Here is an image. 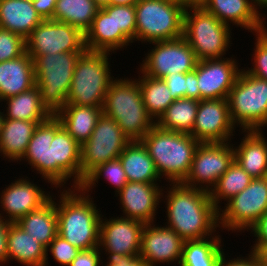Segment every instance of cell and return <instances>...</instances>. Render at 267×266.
<instances>
[{
  "label": "cell",
  "instance_id": "obj_41",
  "mask_svg": "<svg viewBox=\"0 0 267 266\" xmlns=\"http://www.w3.org/2000/svg\"><path fill=\"white\" fill-rule=\"evenodd\" d=\"M174 100L192 98L201 100L196 69L188 73H173L163 78Z\"/></svg>",
  "mask_w": 267,
  "mask_h": 266
},
{
  "label": "cell",
  "instance_id": "obj_18",
  "mask_svg": "<svg viewBox=\"0 0 267 266\" xmlns=\"http://www.w3.org/2000/svg\"><path fill=\"white\" fill-rule=\"evenodd\" d=\"M155 223L143 227L139 256L148 266L160 263L179 265L185 241L173 229Z\"/></svg>",
  "mask_w": 267,
  "mask_h": 266
},
{
  "label": "cell",
  "instance_id": "obj_10",
  "mask_svg": "<svg viewBox=\"0 0 267 266\" xmlns=\"http://www.w3.org/2000/svg\"><path fill=\"white\" fill-rule=\"evenodd\" d=\"M219 209V226L222 230L243 233L267 211V177L255 178L239 194Z\"/></svg>",
  "mask_w": 267,
  "mask_h": 266
},
{
  "label": "cell",
  "instance_id": "obj_27",
  "mask_svg": "<svg viewBox=\"0 0 267 266\" xmlns=\"http://www.w3.org/2000/svg\"><path fill=\"white\" fill-rule=\"evenodd\" d=\"M102 113V107L66 104L55 116L74 140L82 145L90 138Z\"/></svg>",
  "mask_w": 267,
  "mask_h": 266
},
{
  "label": "cell",
  "instance_id": "obj_47",
  "mask_svg": "<svg viewBox=\"0 0 267 266\" xmlns=\"http://www.w3.org/2000/svg\"><path fill=\"white\" fill-rule=\"evenodd\" d=\"M107 254L106 258L108 262L103 261L102 266H148L146 261L138 256H124L118 253L113 252H105L104 255Z\"/></svg>",
  "mask_w": 267,
  "mask_h": 266
},
{
  "label": "cell",
  "instance_id": "obj_39",
  "mask_svg": "<svg viewBox=\"0 0 267 266\" xmlns=\"http://www.w3.org/2000/svg\"><path fill=\"white\" fill-rule=\"evenodd\" d=\"M101 177H104L110 185H114V189L117 194L127 183L125 171L122 167L121 161L119 158L105 162L95 169H93L79 185V188L87 195H91V190L96 187L98 181ZM97 183V184H96Z\"/></svg>",
  "mask_w": 267,
  "mask_h": 266
},
{
  "label": "cell",
  "instance_id": "obj_57",
  "mask_svg": "<svg viewBox=\"0 0 267 266\" xmlns=\"http://www.w3.org/2000/svg\"><path fill=\"white\" fill-rule=\"evenodd\" d=\"M167 2H185L184 0H162Z\"/></svg>",
  "mask_w": 267,
  "mask_h": 266
},
{
  "label": "cell",
  "instance_id": "obj_6",
  "mask_svg": "<svg viewBox=\"0 0 267 266\" xmlns=\"http://www.w3.org/2000/svg\"><path fill=\"white\" fill-rule=\"evenodd\" d=\"M83 53L44 54L33 60L41 102L52 115H55L67 104L73 73Z\"/></svg>",
  "mask_w": 267,
  "mask_h": 266
},
{
  "label": "cell",
  "instance_id": "obj_50",
  "mask_svg": "<svg viewBox=\"0 0 267 266\" xmlns=\"http://www.w3.org/2000/svg\"><path fill=\"white\" fill-rule=\"evenodd\" d=\"M32 3L35 10L44 20L53 18L56 0H32Z\"/></svg>",
  "mask_w": 267,
  "mask_h": 266
},
{
  "label": "cell",
  "instance_id": "obj_14",
  "mask_svg": "<svg viewBox=\"0 0 267 266\" xmlns=\"http://www.w3.org/2000/svg\"><path fill=\"white\" fill-rule=\"evenodd\" d=\"M231 142L200 143L182 184L210 192L234 161V145Z\"/></svg>",
  "mask_w": 267,
  "mask_h": 266
},
{
  "label": "cell",
  "instance_id": "obj_17",
  "mask_svg": "<svg viewBox=\"0 0 267 266\" xmlns=\"http://www.w3.org/2000/svg\"><path fill=\"white\" fill-rule=\"evenodd\" d=\"M233 57L198 60L195 69L201 100L228 98L241 71Z\"/></svg>",
  "mask_w": 267,
  "mask_h": 266
},
{
  "label": "cell",
  "instance_id": "obj_15",
  "mask_svg": "<svg viewBox=\"0 0 267 266\" xmlns=\"http://www.w3.org/2000/svg\"><path fill=\"white\" fill-rule=\"evenodd\" d=\"M81 145L62 127L55 116V135L50 143L52 163V186L61 189L72 178L71 187L79 188L81 184Z\"/></svg>",
  "mask_w": 267,
  "mask_h": 266
},
{
  "label": "cell",
  "instance_id": "obj_13",
  "mask_svg": "<svg viewBox=\"0 0 267 266\" xmlns=\"http://www.w3.org/2000/svg\"><path fill=\"white\" fill-rule=\"evenodd\" d=\"M26 52L34 60L44 54L85 52V34L65 22L46 19L25 39Z\"/></svg>",
  "mask_w": 267,
  "mask_h": 266
},
{
  "label": "cell",
  "instance_id": "obj_42",
  "mask_svg": "<svg viewBox=\"0 0 267 266\" xmlns=\"http://www.w3.org/2000/svg\"><path fill=\"white\" fill-rule=\"evenodd\" d=\"M255 48L253 49L252 67L245 70L260 79L267 80V28L255 34Z\"/></svg>",
  "mask_w": 267,
  "mask_h": 266
},
{
  "label": "cell",
  "instance_id": "obj_49",
  "mask_svg": "<svg viewBox=\"0 0 267 266\" xmlns=\"http://www.w3.org/2000/svg\"><path fill=\"white\" fill-rule=\"evenodd\" d=\"M11 222L0 217V266L7 264V236Z\"/></svg>",
  "mask_w": 267,
  "mask_h": 266
},
{
  "label": "cell",
  "instance_id": "obj_21",
  "mask_svg": "<svg viewBox=\"0 0 267 266\" xmlns=\"http://www.w3.org/2000/svg\"><path fill=\"white\" fill-rule=\"evenodd\" d=\"M163 186L159 183L130 182L115 194L119 197L120 217L136 219L145 224L153 223L156 219L158 205L161 202Z\"/></svg>",
  "mask_w": 267,
  "mask_h": 266
},
{
  "label": "cell",
  "instance_id": "obj_29",
  "mask_svg": "<svg viewBox=\"0 0 267 266\" xmlns=\"http://www.w3.org/2000/svg\"><path fill=\"white\" fill-rule=\"evenodd\" d=\"M13 259L24 266H44L46 261V248L16 223L7 236V263Z\"/></svg>",
  "mask_w": 267,
  "mask_h": 266
},
{
  "label": "cell",
  "instance_id": "obj_40",
  "mask_svg": "<svg viewBox=\"0 0 267 266\" xmlns=\"http://www.w3.org/2000/svg\"><path fill=\"white\" fill-rule=\"evenodd\" d=\"M115 52L135 43L136 13L134 5H114Z\"/></svg>",
  "mask_w": 267,
  "mask_h": 266
},
{
  "label": "cell",
  "instance_id": "obj_44",
  "mask_svg": "<svg viewBox=\"0 0 267 266\" xmlns=\"http://www.w3.org/2000/svg\"><path fill=\"white\" fill-rule=\"evenodd\" d=\"M48 251L52 254L51 256L55 259V262H58L62 266H69L80 250L57 234L46 248V261L44 266H48L49 264Z\"/></svg>",
  "mask_w": 267,
  "mask_h": 266
},
{
  "label": "cell",
  "instance_id": "obj_46",
  "mask_svg": "<svg viewBox=\"0 0 267 266\" xmlns=\"http://www.w3.org/2000/svg\"><path fill=\"white\" fill-rule=\"evenodd\" d=\"M99 246L90 249L80 250L78 255L70 263L69 266H102L103 257ZM101 255L103 256L101 258Z\"/></svg>",
  "mask_w": 267,
  "mask_h": 266
},
{
  "label": "cell",
  "instance_id": "obj_24",
  "mask_svg": "<svg viewBox=\"0 0 267 266\" xmlns=\"http://www.w3.org/2000/svg\"><path fill=\"white\" fill-rule=\"evenodd\" d=\"M244 137L234 145V160L253 179L267 177V139L264 131H241ZM236 146V147H235Z\"/></svg>",
  "mask_w": 267,
  "mask_h": 266
},
{
  "label": "cell",
  "instance_id": "obj_19",
  "mask_svg": "<svg viewBox=\"0 0 267 266\" xmlns=\"http://www.w3.org/2000/svg\"><path fill=\"white\" fill-rule=\"evenodd\" d=\"M21 177L14 182L12 181L11 184L5 185V189L0 192V207L2 209L0 217L11 223L18 222L22 217L38 209L52 197L49 191H44L45 188L42 189L39 185L30 181L29 177Z\"/></svg>",
  "mask_w": 267,
  "mask_h": 266
},
{
  "label": "cell",
  "instance_id": "obj_5",
  "mask_svg": "<svg viewBox=\"0 0 267 266\" xmlns=\"http://www.w3.org/2000/svg\"><path fill=\"white\" fill-rule=\"evenodd\" d=\"M231 30L230 26L219 21L198 3L187 4L183 38L198 60L224 58L232 44Z\"/></svg>",
  "mask_w": 267,
  "mask_h": 266
},
{
  "label": "cell",
  "instance_id": "obj_2",
  "mask_svg": "<svg viewBox=\"0 0 267 266\" xmlns=\"http://www.w3.org/2000/svg\"><path fill=\"white\" fill-rule=\"evenodd\" d=\"M59 191V200L55 198L58 235L79 250L99 246L100 221L104 216L93 197L80 188L64 187Z\"/></svg>",
  "mask_w": 267,
  "mask_h": 266
},
{
  "label": "cell",
  "instance_id": "obj_25",
  "mask_svg": "<svg viewBox=\"0 0 267 266\" xmlns=\"http://www.w3.org/2000/svg\"><path fill=\"white\" fill-rule=\"evenodd\" d=\"M35 85L34 62L27 52L16 59L0 62V103Z\"/></svg>",
  "mask_w": 267,
  "mask_h": 266
},
{
  "label": "cell",
  "instance_id": "obj_9",
  "mask_svg": "<svg viewBox=\"0 0 267 266\" xmlns=\"http://www.w3.org/2000/svg\"><path fill=\"white\" fill-rule=\"evenodd\" d=\"M232 123L242 131L267 127V80L241 69L227 98Z\"/></svg>",
  "mask_w": 267,
  "mask_h": 266
},
{
  "label": "cell",
  "instance_id": "obj_54",
  "mask_svg": "<svg viewBox=\"0 0 267 266\" xmlns=\"http://www.w3.org/2000/svg\"><path fill=\"white\" fill-rule=\"evenodd\" d=\"M99 8L109 5V0H93Z\"/></svg>",
  "mask_w": 267,
  "mask_h": 266
},
{
  "label": "cell",
  "instance_id": "obj_33",
  "mask_svg": "<svg viewBox=\"0 0 267 266\" xmlns=\"http://www.w3.org/2000/svg\"><path fill=\"white\" fill-rule=\"evenodd\" d=\"M218 233L204 239L186 240L179 266H219L225 252Z\"/></svg>",
  "mask_w": 267,
  "mask_h": 266
},
{
  "label": "cell",
  "instance_id": "obj_36",
  "mask_svg": "<svg viewBox=\"0 0 267 266\" xmlns=\"http://www.w3.org/2000/svg\"><path fill=\"white\" fill-rule=\"evenodd\" d=\"M98 9L93 0H56L52 20L70 24L85 34L90 29Z\"/></svg>",
  "mask_w": 267,
  "mask_h": 266
},
{
  "label": "cell",
  "instance_id": "obj_11",
  "mask_svg": "<svg viewBox=\"0 0 267 266\" xmlns=\"http://www.w3.org/2000/svg\"><path fill=\"white\" fill-rule=\"evenodd\" d=\"M130 142L118 123L102 113L90 138L81 145V183L97 166L119 158Z\"/></svg>",
  "mask_w": 267,
  "mask_h": 266
},
{
  "label": "cell",
  "instance_id": "obj_3",
  "mask_svg": "<svg viewBox=\"0 0 267 266\" xmlns=\"http://www.w3.org/2000/svg\"><path fill=\"white\" fill-rule=\"evenodd\" d=\"M147 148L161 177L169 183H182L187 177L200 142L186 133L155 125L140 140Z\"/></svg>",
  "mask_w": 267,
  "mask_h": 266
},
{
  "label": "cell",
  "instance_id": "obj_48",
  "mask_svg": "<svg viewBox=\"0 0 267 266\" xmlns=\"http://www.w3.org/2000/svg\"><path fill=\"white\" fill-rule=\"evenodd\" d=\"M226 255L228 254L225 253L223 255L219 266H264L259 256L251 252L249 254H246L248 256H244L245 258L243 256H241L242 258L231 257L232 259L229 258V261L226 258L227 257Z\"/></svg>",
  "mask_w": 267,
  "mask_h": 266
},
{
  "label": "cell",
  "instance_id": "obj_8",
  "mask_svg": "<svg viewBox=\"0 0 267 266\" xmlns=\"http://www.w3.org/2000/svg\"><path fill=\"white\" fill-rule=\"evenodd\" d=\"M135 42L152 43L183 37L186 2L138 0Z\"/></svg>",
  "mask_w": 267,
  "mask_h": 266
},
{
  "label": "cell",
  "instance_id": "obj_20",
  "mask_svg": "<svg viewBox=\"0 0 267 266\" xmlns=\"http://www.w3.org/2000/svg\"><path fill=\"white\" fill-rule=\"evenodd\" d=\"M145 223L136 219L111 217L101 218L99 248L102 252H113L124 256H138L141 234ZM104 250V251H103Z\"/></svg>",
  "mask_w": 267,
  "mask_h": 266
},
{
  "label": "cell",
  "instance_id": "obj_4",
  "mask_svg": "<svg viewBox=\"0 0 267 266\" xmlns=\"http://www.w3.org/2000/svg\"><path fill=\"white\" fill-rule=\"evenodd\" d=\"M102 112L115 120L131 141H140L156 125L145 108L136 77H116L111 82Z\"/></svg>",
  "mask_w": 267,
  "mask_h": 266
},
{
  "label": "cell",
  "instance_id": "obj_23",
  "mask_svg": "<svg viewBox=\"0 0 267 266\" xmlns=\"http://www.w3.org/2000/svg\"><path fill=\"white\" fill-rule=\"evenodd\" d=\"M55 135V115L48 120L39 123L36 127L32 138L29 141L24 156L19 160L28 162V165L34 168L37 174L45 183L51 184L52 187V163L50 154V143Z\"/></svg>",
  "mask_w": 267,
  "mask_h": 266
},
{
  "label": "cell",
  "instance_id": "obj_30",
  "mask_svg": "<svg viewBox=\"0 0 267 266\" xmlns=\"http://www.w3.org/2000/svg\"><path fill=\"white\" fill-rule=\"evenodd\" d=\"M126 178L130 182L157 183L161 177L153 159L141 141H131L119 155Z\"/></svg>",
  "mask_w": 267,
  "mask_h": 266
},
{
  "label": "cell",
  "instance_id": "obj_45",
  "mask_svg": "<svg viewBox=\"0 0 267 266\" xmlns=\"http://www.w3.org/2000/svg\"><path fill=\"white\" fill-rule=\"evenodd\" d=\"M255 237V243L251 246V253L259 254L267 246V211L248 230Z\"/></svg>",
  "mask_w": 267,
  "mask_h": 266
},
{
  "label": "cell",
  "instance_id": "obj_26",
  "mask_svg": "<svg viewBox=\"0 0 267 266\" xmlns=\"http://www.w3.org/2000/svg\"><path fill=\"white\" fill-rule=\"evenodd\" d=\"M44 19L33 7L32 0H0V28L26 39Z\"/></svg>",
  "mask_w": 267,
  "mask_h": 266
},
{
  "label": "cell",
  "instance_id": "obj_31",
  "mask_svg": "<svg viewBox=\"0 0 267 266\" xmlns=\"http://www.w3.org/2000/svg\"><path fill=\"white\" fill-rule=\"evenodd\" d=\"M53 195L38 209L33 210L18 222L26 233L40 242L45 248L52 242L57 232V209Z\"/></svg>",
  "mask_w": 267,
  "mask_h": 266
},
{
  "label": "cell",
  "instance_id": "obj_38",
  "mask_svg": "<svg viewBox=\"0 0 267 266\" xmlns=\"http://www.w3.org/2000/svg\"><path fill=\"white\" fill-rule=\"evenodd\" d=\"M252 180L253 178L234 160L209 192L212 203L218 210L221 209L223 200L229 201L242 192Z\"/></svg>",
  "mask_w": 267,
  "mask_h": 266
},
{
  "label": "cell",
  "instance_id": "obj_16",
  "mask_svg": "<svg viewBox=\"0 0 267 266\" xmlns=\"http://www.w3.org/2000/svg\"><path fill=\"white\" fill-rule=\"evenodd\" d=\"M227 99L199 100L191 136L200 143H224L235 136ZM234 132V133H233Z\"/></svg>",
  "mask_w": 267,
  "mask_h": 266
},
{
  "label": "cell",
  "instance_id": "obj_53",
  "mask_svg": "<svg viewBox=\"0 0 267 266\" xmlns=\"http://www.w3.org/2000/svg\"><path fill=\"white\" fill-rule=\"evenodd\" d=\"M264 266H267V246L258 254Z\"/></svg>",
  "mask_w": 267,
  "mask_h": 266
},
{
  "label": "cell",
  "instance_id": "obj_1",
  "mask_svg": "<svg viewBox=\"0 0 267 266\" xmlns=\"http://www.w3.org/2000/svg\"><path fill=\"white\" fill-rule=\"evenodd\" d=\"M164 187L161 201L165 200L167 208L165 226L173 229L184 241L204 239L219 232L216 231L220 228L219 212L209 192L182 183H170L169 188L168 184L167 188Z\"/></svg>",
  "mask_w": 267,
  "mask_h": 266
},
{
  "label": "cell",
  "instance_id": "obj_56",
  "mask_svg": "<svg viewBox=\"0 0 267 266\" xmlns=\"http://www.w3.org/2000/svg\"><path fill=\"white\" fill-rule=\"evenodd\" d=\"M187 4L199 3L201 0H184Z\"/></svg>",
  "mask_w": 267,
  "mask_h": 266
},
{
  "label": "cell",
  "instance_id": "obj_51",
  "mask_svg": "<svg viewBox=\"0 0 267 266\" xmlns=\"http://www.w3.org/2000/svg\"><path fill=\"white\" fill-rule=\"evenodd\" d=\"M251 2L256 12L265 20L266 14L260 13L259 10L264 8L267 10V0H251Z\"/></svg>",
  "mask_w": 267,
  "mask_h": 266
},
{
  "label": "cell",
  "instance_id": "obj_35",
  "mask_svg": "<svg viewBox=\"0 0 267 266\" xmlns=\"http://www.w3.org/2000/svg\"><path fill=\"white\" fill-rule=\"evenodd\" d=\"M199 100L179 98L174 100L156 121L162 129L191 134L198 111Z\"/></svg>",
  "mask_w": 267,
  "mask_h": 266
},
{
  "label": "cell",
  "instance_id": "obj_12",
  "mask_svg": "<svg viewBox=\"0 0 267 266\" xmlns=\"http://www.w3.org/2000/svg\"><path fill=\"white\" fill-rule=\"evenodd\" d=\"M149 44L153 47L148 50L137 69L144 75L163 79L167 75L188 73L196 68V54L183 37Z\"/></svg>",
  "mask_w": 267,
  "mask_h": 266
},
{
  "label": "cell",
  "instance_id": "obj_37",
  "mask_svg": "<svg viewBox=\"0 0 267 266\" xmlns=\"http://www.w3.org/2000/svg\"><path fill=\"white\" fill-rule=\"evenodd\" d=\"M138 73L137 80L139 82L143 103L148 114L156 122L174 99L163 79L146 76L140 70Z\"/></svg>",
  "mask_w": 267,
  "mask_h": 266
},
{
  "label": "cell",
  "instance_id": "obj_34",
  "mask_svg": "<svg viewBox=\"0 0 267 266\" xmlns=\"http://www.w3.org/2000/svg\"><path fill=\"white\" fill-rule=\"evenodd\" d=\"M85 47L88 51L115 53L114 5L98 9L85 33Z\"/></svg>",
  "mask_w": 267,
  "mask_h": 266
},
{
  "label": "cell",
  "instance_id": "obj_52",
  "mask_svg": "<svg viewBox=\"0 0 267 266\" xmlns=\"http://www.w3.org/2000/svg\"><path fill=\"white\" fill-rule=\"evenodd\" d=\"M138 0H109V5H135Z\"/></svg>",
  "mask_w": 267,
  "mask_h": 266
},
{
  "label": "cell",
  "instance_id": "obj_22",
  "mask_svg": "<svg viewBox=\"0 0 267 266\" xmlns=\"http://www.w3.org/2000/svg\"><path fill=\"white\" fill-rule=\"evenodd\" d=\"M198 4L230 27L232 24L253 32L252 34L267 27L266 21L256 12L251 0H201Z\"/></svg>",
  "mask_w": 267,
  "mask_h": 266
},
{
  "label": "cell",
  "instance_id": "obj_7",
  "mask_svg": "<svg viewBox=\"0 0 267 266\" xmlns=\"http://www.w3.org/2000/svg\"><path fill=\"white\" fill-rule=\"evenodd\" d=\"M109 52L86 50L73 73L67 104L103 107L105 95L115 79Z\"/></svg>",
  "mask_w": 267,
  "mask_h": 266
},
{
  "label": "cell",
  "instance_id": "obj_43",
  "mask_svg": "<svg viewBox=\"0 0 267 266\" xmlns=\"http://www.w3.org/2000/svg\"><path fill=\"white\" fill-rule=\"evenodd\" d=\"M25 52L26 42L21 35L0 28V62L16 59Z\"/></svg>",
  "mask_w": 267,
  "mask_h": 266
},
{
  "label": "cell",
  "instance_id": "obj_32",
  "mask_svg": "<svg viewBox=\"0 0 267 266\" xmlns=\"http://www.w3.org/2000/svg\"><path fill=\"white\" fill-rule=\"evenodd\" d=\"M6 104L4 118L25 121H46L52 114L42 104L40 91L34 87L22 93L2 100ZM6 111V113H5Z\"/></svg>",
  "mask_w": 267,
  "mask_h": 266
},
{
  "label": "cell",
  "instance_id": "obj_55",
  "mask_svg": "<svg viewBox=\"0 0 267 266\" xmlns=\"http://www.w3.org/2000/svg\"><path fill=\"white\" fill-rule=\"evenodd\" d=\"M3 121H4V112H2V110H1L0 111V133H1Z\"/></svg>",
  "mask_w": 267,
  "mask_h": 266
},
{
  "label": "cell",
  "instance_id": "obj_28",
  "mask_svg": "<svg viewBox=\"0 0 267 266\" xmlns=\"http://www.w3.org/2000/svg\"><path fill=\"white\" fill-rule=\"evenodd\" d=\"M42 122L4 118L0 133V156L9 159L8 162H18L24 156L36 127Z\"/></svg>",
  "mask_w": 267,
  "mask_h": 266
}]
</instances>
